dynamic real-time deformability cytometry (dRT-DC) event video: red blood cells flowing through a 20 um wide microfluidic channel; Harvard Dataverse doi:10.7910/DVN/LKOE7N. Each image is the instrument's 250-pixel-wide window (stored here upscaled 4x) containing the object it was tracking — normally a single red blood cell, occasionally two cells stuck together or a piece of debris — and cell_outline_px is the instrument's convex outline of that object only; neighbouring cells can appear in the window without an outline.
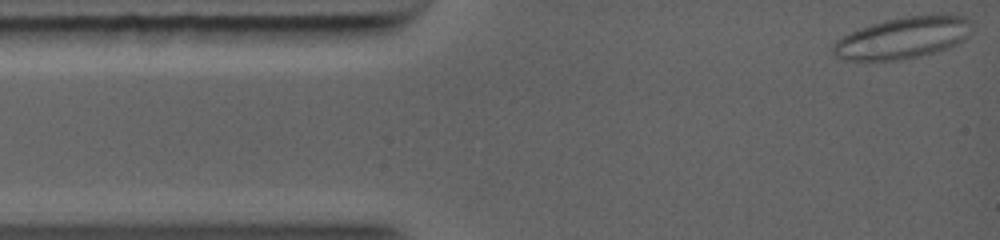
{"species": "common noctule bat (a hibernating species)", "species_latin": "Nyctalus noctula", "temperature_condition": "warm", "stored_images_in_passage": 35, "camera_frame_rate_fps": 5000, "um_per_image_px": 0.085, "animal": {"sex": "female", "body_mass_g": 19.0, "forearm_length_mm": 56.7}, "frame": {"image": 1, "passage_image": 1, "time_ms": 0.0, "image_size_px": [1000, 240], "cell_outline_px": [[972, 20], [968, 36], [964, 40], [948, 48], [916, 56], [896, 60], [844, 60], [836, 56], [832, 52], [832, 44], [836, 40], [860, 28], [872, 24], [888, 20], [908, 16], [940, 12], [944, 12], [964, 16]], "centroid_in_image_um": [76.79, 3.18], "position_along_channel_um": 8.2, "area_um2": 33.7}}
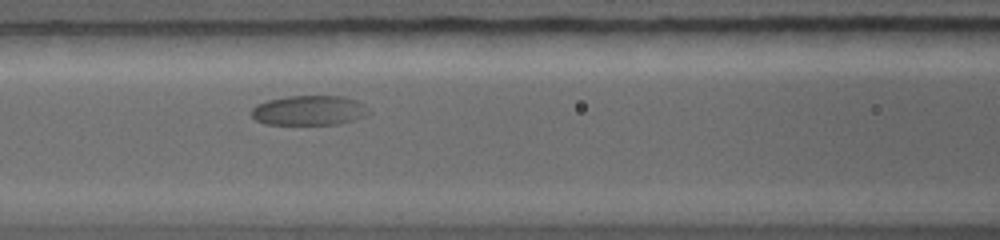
{"frame": {"image": 2, "passage_image": 16, "time_ms": 4.8, "image_size_px": [1000, 240], "cell_outline_px": [[372, 112], [364, 116], [352, 120], [336, 124], [264, 124], [256, 120], [252, 116], [252, 108], [256, 104], [268, 100], [288, 96], [344, 96], [356, 100], [364, 104]], "centroid_in_image_um": [26.28, 9.38], "position_along_channel_um": 140.3, "area_um2": 20.35}}
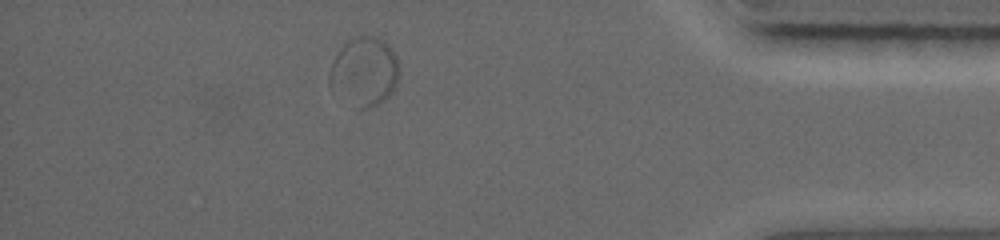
{"frame": {"image": 3, "passage_image": 30, "time_ms": 12.0, "image_size_px": [1000, 240], "cell_outline_px": [[400, 72], [396, 84], [392, 92], [384, 100], [376, 104], [364, 108], [352, 108], [328, 84], [328, 72], [332, 60], [340, 48], [348, 40], [356, 36], [372, 36], [384, 40], [388, 44], [396, 56]], "centroid_in_image_um": [30.94, 6.08], "position_along_channel_um": 404.3, "area_um2": 28.26}}